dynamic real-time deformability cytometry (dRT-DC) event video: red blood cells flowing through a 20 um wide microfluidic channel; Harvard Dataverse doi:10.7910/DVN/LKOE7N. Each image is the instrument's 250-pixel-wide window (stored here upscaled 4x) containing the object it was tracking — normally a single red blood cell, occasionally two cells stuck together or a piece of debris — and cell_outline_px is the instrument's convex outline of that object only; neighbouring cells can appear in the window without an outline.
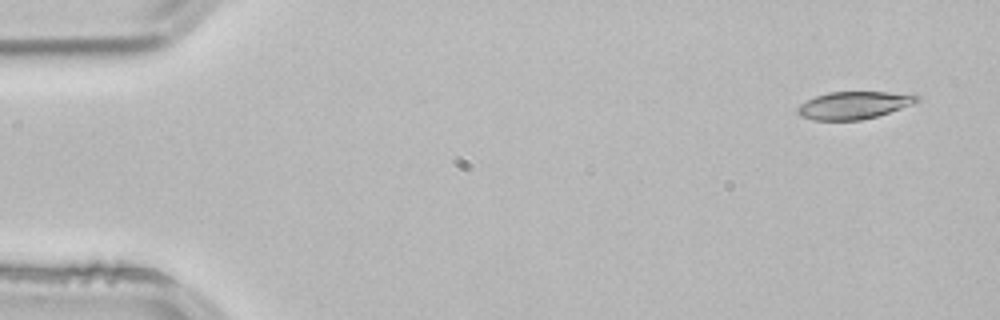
{"species": "common noctule bat (a hibernating species)", "species_latin": "Nyctalus noctula", "temperature_condition": "room temperature", "stored_images_in_passage": 3, "camera_frame_rate_fps": 3000, "um_per_image_px": 0.085, "animal": {"sex": "male", "body_mass_g": 21.5, "forearm_length_mm": 52.0}, "frame": {"image": 1, "passage_image": 1, "time_ms": 0.0, "image_size_px": [1000, 320], "cell_outline_px": [[920, 100], [912, 104], [876, 116], [860, 120], [812, 120], [800, 116], [796, 112], [796, 108], [800, 104], [816, 96], [828, 92], [888, 92], [920, 96]], "centroid_in_image_um": [72.52, 8.95], "position_along_channel_um": 12.5, "area_um2": 18.9}}
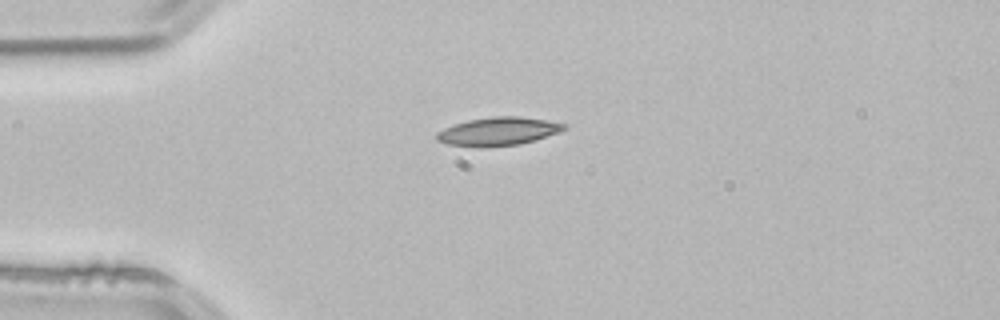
{"frame": {"image": 2, "passage_image": 3, "time_ms": 0.667, "image_size_px": [1000, 320], "cell_outline_px": [[564, 128], [560, 132], [536, 140], [520, 144], [484, 148], [476, 148], [448, 144], [436, 140], [436, 132], [452, 124], [468, 120], [492, 116], [520, 116], [544, 120], [564, 124]], "centroid_in_image_um": [42.28, 11.18], "position_along_channel_um": 42.7, "area_um2": 21.21}}